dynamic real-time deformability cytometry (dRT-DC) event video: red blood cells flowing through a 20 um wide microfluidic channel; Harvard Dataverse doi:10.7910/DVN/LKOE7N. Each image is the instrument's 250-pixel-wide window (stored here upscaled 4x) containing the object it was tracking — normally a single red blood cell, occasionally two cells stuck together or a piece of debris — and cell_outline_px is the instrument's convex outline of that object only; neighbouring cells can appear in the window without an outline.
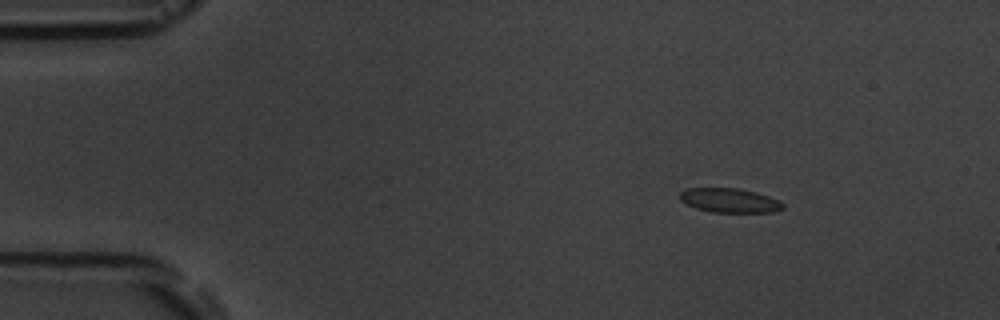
{"species": "common noctule bat (a hibernating species)", "species_latin": "Nyctalus noctula", "temperature_condition": "room temperature", "stored_images_in_passage": 5, "camera_frame_rate_fps": 3000, "um_per_image_px": 0.085, "animal": {"sex": "male", "body_mass_g": 19.5, "forearm_length_mm": 54.6}, "frame": {"image": 1, "passage_image": 3, "time_ms": 2.333, "image_size_px": [1000, 320], "cell_outline_px": [[784, 208], [772, 212], [712, 212], [696, 208], [680, 200], [680, 192], [688, 188], [736, 188], [756, 192], [780, 200], [784, 204]], "centroid_in_image_um": [62.03, 17.03], "position_along_channel_um": 23.0, "area_um2": 14.51}}